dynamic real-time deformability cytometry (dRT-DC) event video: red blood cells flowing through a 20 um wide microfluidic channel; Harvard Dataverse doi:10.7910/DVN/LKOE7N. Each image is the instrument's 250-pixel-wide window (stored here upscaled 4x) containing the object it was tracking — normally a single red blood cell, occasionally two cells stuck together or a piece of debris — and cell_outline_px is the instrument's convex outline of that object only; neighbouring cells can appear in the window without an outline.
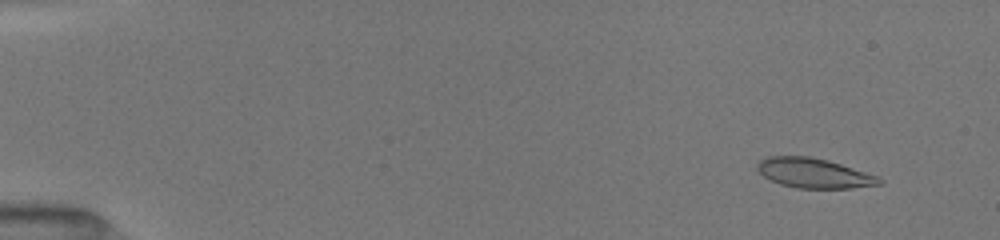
{"species": "common noctule bat (a hibernating species)", "species_latin": "Nyctalus noctula", "temperature_condition": "room temperature", "stored_images_in_passage": 52, "camera_frame_rate_fps": 3000, "um_per_image_px": 0.085, "animal": {"sex": "female", "body_mass_g": 19.5, "forearm_length_mm": 54.1}, "frame": {"image": 1, "passage_image": 5, "time_ms": 1.333, "image_size_px": [1000, 240], "cell_outline_px": [[884, 180], [880, 184], [852, 188], [796, 188], [780, 184], [764, 176], [756, 168], [756, 164], [764, 156], [808, 156], [828, 160], [876, 176]], "centroid_in_image_um": [69.13, 14.71], "position_along_channel_um": 15.9, "area_um2": 20.98}}
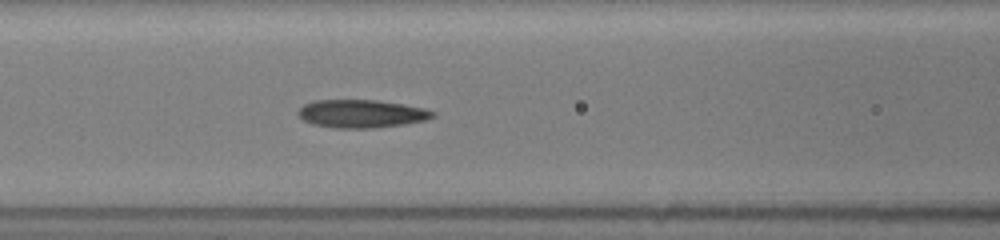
{"frame": {"image": 2, "passage_image": 24, "time_ms": 7.667, "image_size_px": [1000, 240], "cell_outline_px": [[436, 116], [424, 120], [404, 124], [372, 128], [332, 128], [312, 124], [304, 120], [296, 112], [304, 104], [312, 100], [376, 100], [404, 104], [424, 108], [436, 112]], "centroid_in_image_um": [30.71, 9.66], "position_along_channel_um": 135.9, "area_um2": 22.08}}
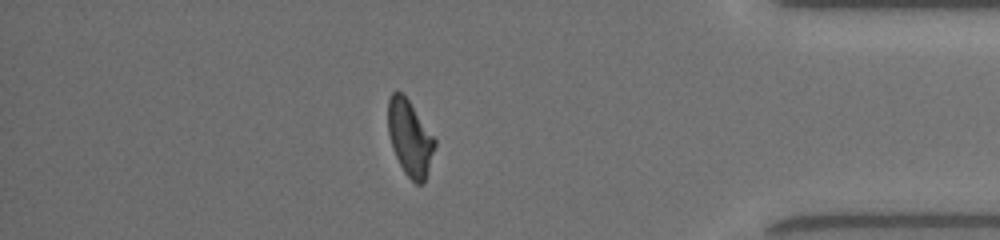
{"frame": {"image": 3, "passage_image": 46, "time_ms": 15.0, "image_size_px": [1000, 240], "cell_outline_px": [[436, 144], [424, 180], [420, 184], [416, 184], [404, 172], [392, 148], [388, 132], [388, 100], [392, 92], [400, 92], [408, 100], [436, 140]], "centroid_in_image_um": [34.82, 11.72], "position_along_channel_um": 400.4, "area_um2": 20.06}, "authors_computed_cell_mechanics": {"area_um2": 21.1837, "velocity_mm_per_s": 3.9987, "shape_relaxation_time_tau1_ms": 4.0968, "shape_relaxation_time_tau2_ms": 1.6621, "deformation_change_tau1": 0.1792, "deformation_change_tau2": 0.0911}}